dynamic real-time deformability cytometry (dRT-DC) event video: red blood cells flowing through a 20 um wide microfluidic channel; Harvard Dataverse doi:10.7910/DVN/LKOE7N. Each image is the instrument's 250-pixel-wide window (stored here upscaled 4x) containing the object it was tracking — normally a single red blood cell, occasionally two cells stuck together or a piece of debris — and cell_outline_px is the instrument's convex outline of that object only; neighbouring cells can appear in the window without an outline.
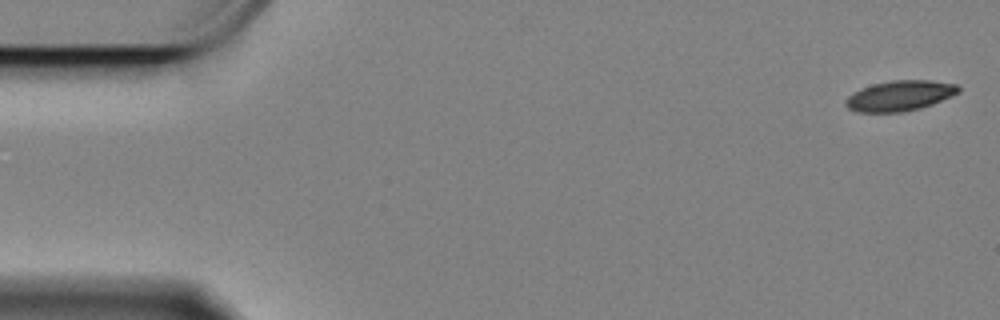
{"species": "Egyptian fruit bat (a non-hibernating species)", "species_latin": "Rousettus aegyptiacus", "temperature_condition": "cold", "stored_images_in_passage": 10, "camera_frame_rate_fps": 3000, "um_per_image_px": 0.085, "animal": {"sex": "female"}, "frame": {"image": 1, "passage_image": 1, "time_ms": 0.0, "image_size_px": [1000, 320], "cell_outline_px": [[960, 92], [952, 96], [932, 104], [920, 108], [904, 112], [856, 112], [848, 108], [844, 104], [844, 100], [852, 92], [872, 84], [892, 80], [928, 80], [956, 84], [960, 88]], "centroid_in_image_um": [76.46, 8.14], "position_along_channel_um": 8.5, "area_um2": 20.06}}